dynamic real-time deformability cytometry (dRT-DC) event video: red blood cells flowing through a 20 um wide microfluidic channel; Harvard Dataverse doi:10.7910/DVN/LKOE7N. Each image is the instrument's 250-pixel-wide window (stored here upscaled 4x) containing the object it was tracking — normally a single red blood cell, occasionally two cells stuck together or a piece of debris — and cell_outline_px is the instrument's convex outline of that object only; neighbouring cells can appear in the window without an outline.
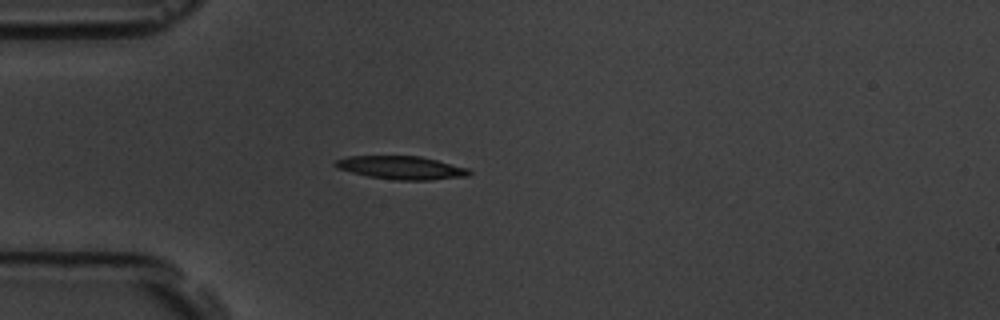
{"species": "common noctule bat (a hibernating species)", "species_latin": "Nyctalus noctula", "temperature_condition": "room temperature", "stored_images_in_passage": 5, "camera_frame_rate_fps": 3000, "um_per_image_px": 0.085, "animal": {"sex": "male", "body_mass_g": 19.5, "forearm_length_mm": 54.6}, "frame": {"image": 1, "passage_image": 4, "time_ms": 3.667, "image_size_px": [1000, 320], "cell_outline_px": [[472, 172], [468, 176], [428, 180], [396, 180], [368, 176], [336, 168], [332, 164], [336, 160], [348, 156], [420, 156], [468, 168]], "centroid_in_image_um": [34.09, 14.25], "position_along_channel_um": 50.9, "area_um2": 18.03}}